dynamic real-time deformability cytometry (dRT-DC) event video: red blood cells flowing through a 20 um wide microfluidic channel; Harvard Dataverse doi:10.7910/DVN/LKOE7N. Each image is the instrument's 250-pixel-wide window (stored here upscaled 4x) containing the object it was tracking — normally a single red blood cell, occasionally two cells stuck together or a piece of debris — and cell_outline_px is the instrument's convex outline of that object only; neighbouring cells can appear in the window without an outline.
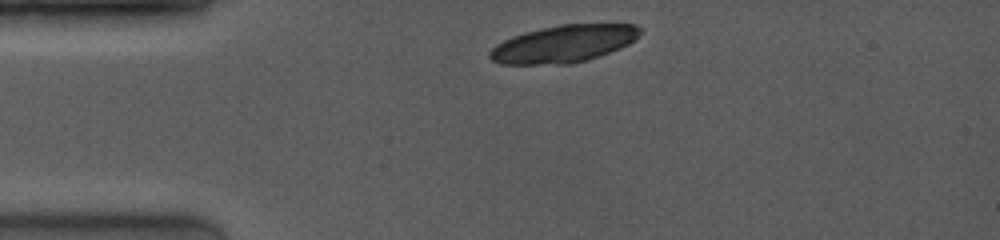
{"species": "common noctule bat (a hibernating species)", "species_latin": "Nyctalus noctula", "temperature_condition": "room temperature", "stored_images_in_passage": 1, "camera_frame_rate_fps": 4000, "um_per_image_px": 0.085, "animal": {"sex": "female", "body_mass_g": 19.0, "forearm_length_mm": 53.3}, "frame": {"image": 1, "passage_image": 1, "time_ms": 0.0, "image_size_px": [1000, 240], "cell_outline_px": [[644, 32], [628, 44], [620, 48], [588, 60], [568, 64], [500, 64], [492, 60], [488, 56], [488, 52], [496, 44], [512, 36], [524, 32], [560, 24], [636, 24], [644, 28]], "centroid_in_image_um": [47.94, 3.72], "position_along_channel_um": 37.1, "area_um2": 32.89}}